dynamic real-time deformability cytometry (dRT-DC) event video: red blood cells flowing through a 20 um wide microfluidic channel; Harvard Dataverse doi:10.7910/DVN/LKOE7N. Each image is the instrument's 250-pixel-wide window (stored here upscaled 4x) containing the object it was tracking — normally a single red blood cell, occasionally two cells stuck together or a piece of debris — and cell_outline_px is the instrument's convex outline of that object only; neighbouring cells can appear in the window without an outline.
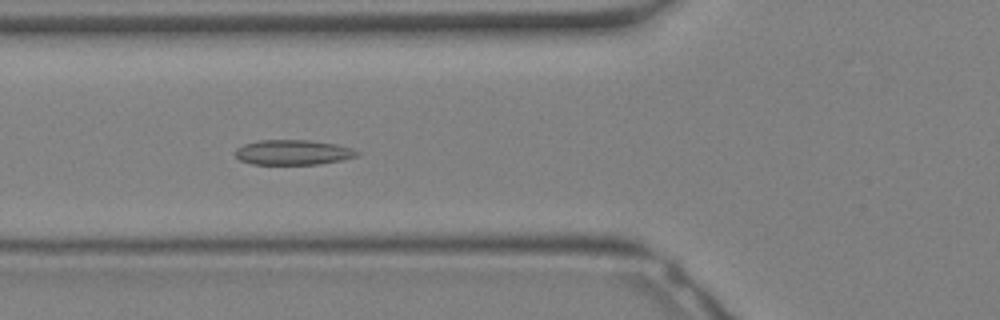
{"species": "Egyptian fruit bat (a non-hibernating species)", "species_latin": "Rousettus aegyptiacus", "temperature_condition": "warm", "stored_images_in_passage": 23, "camera_frame_rate_fps": 3000, "um_per_image_px": 0.085, "animal": {"sex": "female"}, "frame": {"image": 1, "passage_image": 3, "time_ms": 0.667, "image_size_px": [1000, 320], "cell_outline_px": [[360, 156], [320, 164], [252, 164], [240, 160], [236, 156], [236, 148], [244, 144], [260, 140], [308, 140], [336, 144], [352, 148], [360, 152]], "centroid_in_image_um": [24.93, 12.95], "position_along_channel_um": 100.9, "area_um2": 17.74}}
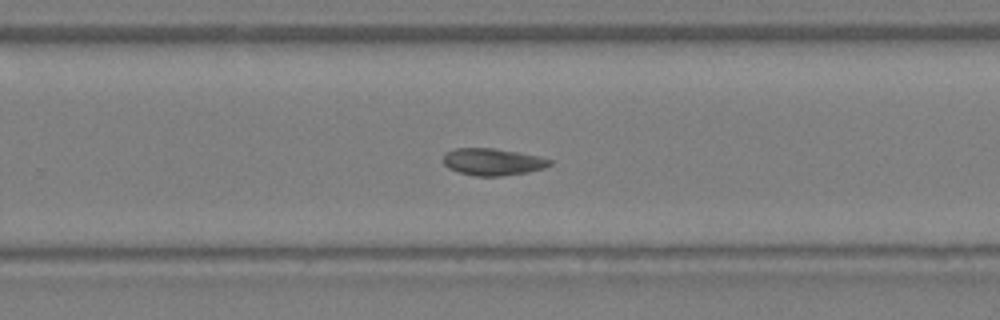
{"frame": {"image": 2, "passage_image": 12, "time_ms": 3.667, "image_size_px": [1000, 320], "cell_outline_px": [[552, 164], [544, 168], [528, 172], [504, 176], [476, 176], [460, 172], [448, 168], [444, 164], [444, 152], [456, 148], [492, 148], [540, 156], [552, 160]], "centroid_in_image_um": [41.89, 13.76], "position_along_channel_um": 287.9, "area_um2": 16.76}}
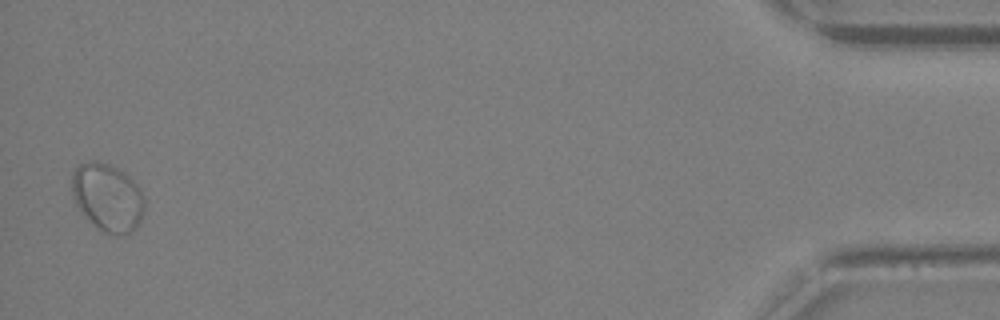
{"frame": {"image": 3, "passage_image": 23, "time_ms": 7.333, "image_size_px": [1000, 320], "cell_outline_px": [[144, 208], [140, 220], [136, 228], [132, 232], [124, 236], [116, 236], [100, 228], [84, 216], [76, 204], [72, 196], [72, 172], [80, 164], [92, 160], [96, 160], [108, 164], [124, 172], [136, 184], [144, 196]], "centroid_in_image_um": [9.14, 16.78], "position_along_channel_um": 426.1, "area_um2": 28.61}}